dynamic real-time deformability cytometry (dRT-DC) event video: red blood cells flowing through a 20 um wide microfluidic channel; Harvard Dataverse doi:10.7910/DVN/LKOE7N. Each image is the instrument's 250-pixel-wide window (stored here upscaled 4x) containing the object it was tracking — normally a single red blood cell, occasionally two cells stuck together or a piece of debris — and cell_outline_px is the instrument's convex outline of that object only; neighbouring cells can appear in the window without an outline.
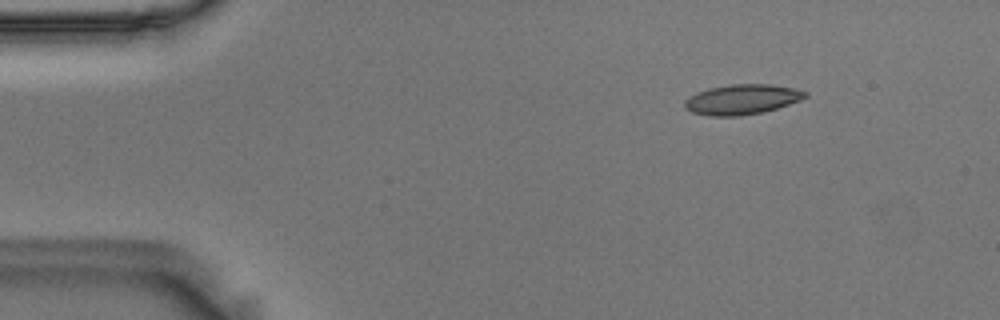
{"species": "Egyptian fruit bat (a non-hibernating species)", "species_latin": "Rousettus aegyptiacus", "temperature_condition": "room temperature", "stored_images_in_passage": 49, "camera_frame_rate_fps": 3000, "um_per_image_px": 0.085, "animal": {"sex": "male"}, "frame": {"image": 1, "passage_image": 1, "time_ms": 0.0, "image_size_px": [1000, 320], "cell_outline_px": [[808, 96], [800, 100], [776, 108], [760, 112], [740, 116], [708, 116], [692, 112], [684, 108], [684, 100], [688, 96], [696, 92], [708, 88], [732, 84], [768, 84], [796, 88], [808, 92]], "centroid_in_image_um": [63.03, 8.44], "position_along_channel_um": 22.0, "area_um2": 21.21}}
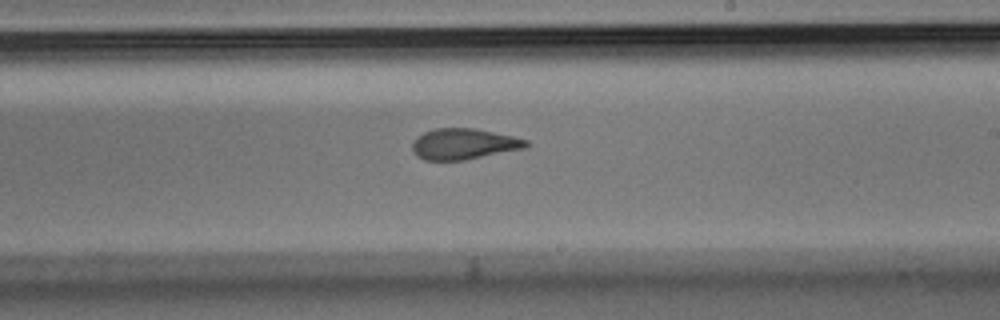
{"frame": {"image": 2, "passage_image": 26, "time_ms": 8.333, "image_size_px": [1000, 320], "cell_outline_px": [[532, 144], [528, 148], [464, 160], [424, 160], [416, 156], [412, 148], [412, 144], [416, 136], [424, 132], [436, 128], [472, 128], [512, 136], [528, 140]], "centroid_in_image_um": [39.44, 12.24], "position_along_channel_um": 249.6, "area_um2": 20.63}}
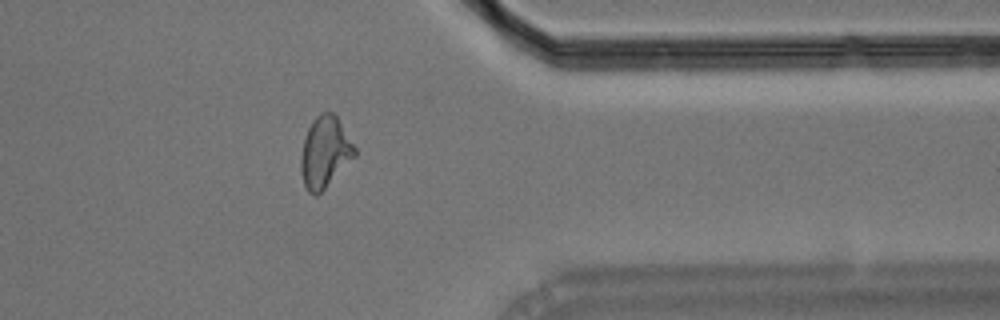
{"frame": {"image": 3, "passage_image": 38, "time_ms": 12.333, "image_size_px": [1000, 320], "cell_outline_px": [[356, 156], [316, 196], [312, 196], [308, 192], [304, 184], [300, 168], [300, 160], [304, 140], [308, 128], [312, 120], [320, 112], [332, 112], [336, 116], [356, 148]], "centroid_in_image_um": [27.61, 12.93], "position_along_channel_um": 383.8, "area_um2": 22.08}, "authors_computed_cell_mechanics": {"area_um2": 21.2704, "velocity_mm_per_s": 3.6432, "shape_relaxation_time_tau1_ms": 7.2642, "shape_relaxation_time_tau2_ms": 1.7157, "deformation_change_tau1": 0.1857, "deformation_change_tau2": 0.0816}}